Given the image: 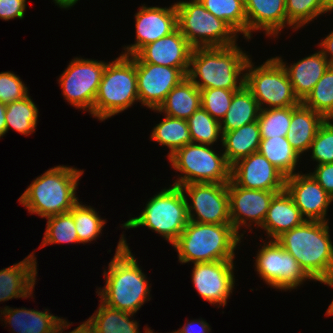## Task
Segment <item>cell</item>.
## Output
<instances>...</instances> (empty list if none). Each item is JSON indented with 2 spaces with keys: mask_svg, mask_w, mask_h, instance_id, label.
Masks as SVG:
<instances>
[{
  "mask_svg": "<svg viewBox=\"0 0 333 333\" xmlns=\"http://www.w3.org/2000/svg\"><path fill=\"white\" fill-rule=\"evenodd\" d=\"M137 263L122 234L115 255L108 264V271L105 268L103 272L105 286L96 289L100 302L110 308L135 314L145 302L150 301L149 280Z\"/></svg>",
  "mask_w": 333,
  "mask_h": 333,
  "instance_id": "1",
  "label": "cell"
},
{
  "mask_svg": "<svg viewBox=\"0 0 333 333\" xmlns=\"http://www.w3.org/2000/svg\"><path fill=\"white\" fill-rule=\"evenodd\" d=\"M329 222L308 221L282 233L275 240L316 282L333 288V242Z\"/></svg>",
  "mask_w": 333,
  "mask_h": 333,
  "instance_id": "2",
  "label": "cell"
},
{
  "mask_svg": "<svg viewBox=\"0 0 333 333\" xmlns=\"http://www.w3.org/2000/svg\"><path fill=\"white\" fill-rule=\"evenodd\" d=\"M249 58L238 44L193 48L187 77L200 90H240L245 85V69Z\"/></svg>",
  "mask_w": 333,
  "mask_h": 333,
  "instance_id": "3",
  "label": "cell"
},
{
  "mask_svg": "<svg viewBox=\"0 0 333 333\" xmlns=\"http://www.w3.org/2000/svg\"><path fill=\"white\" fill-rule=\"evenodd\" d=\"M83 173L65 165L52 167L33 180L19 203L42 218L67 213L79 202L76 188Z\"/></svg>",
  "mask_w": 333,
  "mask_h": 333,
  "instance_id": "4",
  "label": "cell"
},
{
  "mask_svg": "<svg viewBox=\"0 0 333 333\" xmlns=\"http://www.w3.org/2000/svg\"><path fill=\"white\" fill-rule=\"evenodd\" d=\"M243 235L238 234L231 224H204L189 220L172 246L182 264L234 260V251Z\"/></svg>",
  "mask_w": 333,
  "mask_h": 333,
  "instance_id": "5",
  "label": "cell"
},
{
  "mask_svg": "<svg viewBox=\"0 0 333 333\" xmlns=\"http://www.w3.org/2000/svg\"><path fill=\"white\" fill-rule=\"evenodd\" d=\"M139 102L133 56L120 54L107 63L93 105V117L101 122Z\"/></svg>",
  "mask_w": 333,
  "mask_h": 333,
  "instance_id": "6",
  "label": "cell"
},
{
  "mask_svg": "<svg viewBox=\"0 0 333 333\" xmlns=\"http://www.w3.org/2000/svg\"><path fill=\"white\" fill-rule=\"evenodd\" d=\"M171 186L155 194L147 201L141 214L126 221L122 227L133 229L146 226L173 245L188 224L189 217L181 187Z\"/></svg>",
  "mask_w": 333,
  "mask_h": 333,
  "instance_id": "7",
  "label": "cell"
},
{
  "mask_svg": "<svg viewBox=\"0 0 333 333\" xmlns=\"http://www.w3.org/2000/svg\"><path fill=\"white\" fill-rule=\"evenodd\" d=\"M179 31L192 48L235 45L238 33L224 20L210 13L199 0L175 3Z\"/></svg>",
  "mask_w": 333,
  "mask_h": 333,
  "instance_id": "8",
  "label": "cell"
},
{
  "mask_svg": "<svg viewBox=\"0 0 333 333\" xmlns=\"http://www.w3.org/2000/svg\"><path fill=\"white\" fill-rule=\"evenodd\" d=\"M174 170L181 172L175 186L190 183H228L231 165L224 153L217 154L210 145L189 143L168 157Z\"/></svg>",
  "mask_w": 333,
  "mask_h": 333,
  "instance_id": "9",
  "label": "cell"
},
{
  "mask_svg": "<svg viewBox=\"0 0 333 333\" xmlns=\"http://www.w3.org/2000/svg\"><path fill=\"white\" fill-rule=\"evenodd\" d=\"M245 86L257 100L260 109L291 107L301 103L294 94L286 69L276 57L267 59L257 67L249 58L245 69Z\"/></svg>",
  "mask_w": 333,
  "mask_h": 333,
  "instance_id": "10",
  "label": "cell"
},
{
  "mask_svg": "<svg viewBox=\"0 0 333 333\" xmlns=\"http://www.w3.org/2000/svg\"><path fill=\"white\" fill-rule=\"evenodd\" d=\"M108 62L76 57L59 77L62 95L76 109L93 115V105Z\"/></svg>",
  "mask_w": 333,
  "mask_h": 333,
  "instance_id": "11",
  "label": "cell"
},
{
  "mask_svg": "<svg viewBox=\"0 0 333 333\" xmlns=\"http://www.w3.org/2000/svg\"><path fill=\"white\" fill-rule=\"evenodd\" d=\"M266 242L255 256V270L267 285L281 291H291L307 279L313 280L276 240Z\"/></svg>",
  "mask_w": 333,
  "mask_h": 333,
  "instance_id": "12",
  "label": "cell"
},
{
  "mask_svg": "<svg viewBox=\"0 0 333 333\" xmlns=\"http://www.w3.org/2000/svg\"><path fill=\"white\" fill-rule=\"evenodd\" d=\"M180 187L185 196L190 221L204 224H231L228 183L202 182Z\"/></svg>",
  "mask_w": 333,
  "mask_h": 333,
  "instance_id": "13",
  "label": "cell"
},
{
  "mask_svg": "<svg viewBox=\"0 0 333 333\" xmlns=\"http://www.w3.org/2000/svg\"><path fill=\"white\" fill-rule=\"evenodd\" d=\"M193 286L211 305L226 306L235 283L234 260L194 263Z\"/></svg>",
  "mask_w": 333,
  "mask_h": 333,
  "instance_id": "14",
  "label": "cell"
},
{
  "mask_svg": "<svg viewBox=\"0 0 333 333\" xmlns=\"http://www.w3.org/2000/svg\"><path fill=\"white\" fill-rule=\"evenodd\" d=\"M281 191H264L245 189L236 185L232 180L228 182L229 207L231 225L239 234L240 227L247 229L252 224L261 227L273 197ZM249 222V223H248Z\"/></svg>",
  "mask_w": 333,
  "mask_h": 333,
  "instance_id": "15",
  "label": "cell"
},
{
  "mask_svg": "<svg viewBox=\"0 0 333 333\" xmlns=\"http://www.w3.org/2000/svg\"><path fill=\"white\" fill-rule=\"evenodd\" d=\"M139 102L155 110L168 93L187 75L179 68L150 63H135Z\"/></svg>",
  "mask_w": 333,
  "mask_h": 333,
  "instance_id": "16",
  "label": "cell"
},
{
  "mask_svg": "<svg viewBox=\"0 0 333 333\" xmlns=\"http://www.w3.org/2000/svg\"><path fill=\"white\" fill-rule=\"evenodd\" d=\"M135 14L136 40L124 47L122 55L133 56L145 45L169 35L177 28L175 3L170 7H148L142 5Z\"/></svg>",
  "mask_w": 333,
  "mask_h": 333,
  "instance_id": "17",
  "label": "cell"
},
{
  "mask_svg": "<svg viewBox=\"0 0 333 333\" xmlns=\"http://www.w3.org/2000/svg\"><path fill=\"white\" fill-rule=\"evenodd\" d=\"M231 180L245 189L283 191L286 177L257 151L231 166Z\"/></svg>",
  "mask_w": 333,
  "mask_h": 333,
  "instance_id": "18",
  "label": "cell"
},
{
  "mask_svg": "<svg viewBox=\"0 0 333 333\" xmlns=\"http://www.w3.org/2000/svg\"><path fill=\"white\" fill-rule=\"evenodd\" d=\"M285 190L308 221L328 222L326 218L333 198L318 184L310 173H298L285 181Z\"/></svg>",
  "mask_w": 333,
  "mask_h": 333,
  "instance_id": "19",
  "label": "cell"
},
{
  "mask_svg": "<svg viewBox=\"0 0 333 333\" xmlns=\"http://www.w3.org/2000/svg\"><path fill=\"white\" fill-rule=\"evenodd\" d=\"M192 47L177 28L174 32L142 47L135 55V63H150L179 68L186 75Z\"/></svg>",
  "mask_w": 333,
  "mask_h": 333,
  "instance_id": "20",
  "label": "cell"
},
{
  "mask_svg": "<svg viewBox=\"0 0 333 333\" xmlns=\"http://www.w3.org/2000/svg\"><path fill=\"white\" fill-rule=\"evenodd\" d=\"M247 17V40L252 32L264 31L267 37L276 38L286 26L288 19L285 0H244ZM276 36V37H275Z\"/></svg>",
  "mask_w": 333,
  "mask_h": 333,
  "instance_id": "21",
  "label": "cell"
},
{
  "mask_svg": "<svg viewBox=\"0 0 333 333\" xmlns=\"http://www.w3.org/2000/svg\"><path fill=\"white\" fill-rule=\"evenodd\" d=\"M30 253L22 261L0 270V302L13 298H30L37 276V258Z\"/></svg>",
  "mask_w": 333,
  "mask_h": 333,
  "instance_id": "22",
  "label": "cell"
},
{
  "mask_svg": "<svg viewBox=\"0 0 333 333\" xmlns=\"http://www.w3.org/2000/svg\"><path fill=\"white\" fill-rule=\"evenodd\" d=\"M276 58L286 69L294 94L300 102L308 96L331 65L321 50L289 66L282 57L276 56Z\"/></svg>",
  "mask_w": 333,
  "mask_h": 333,
  "instance_id": "23",
  "label": "cell"
},
{
  "mask_svg": "<svg viewBox=\"0 0 333 333\" xmlns=\"http://www.w3.org/2000/svg\"><path fill=\"white\" fill-rule=\"evenodd\" d=\"M305 221L291 196L283 190L273 197L261 228L269 240H275L282 233L302 225Z\"/></svg>",
  "mask_w": 333,
  "mask_h": 333,
  "instance_id": "24",
  "label": "cell"
},
{
  "mask_svg": "<svg viewBox=\"0 0 333 333\" xmlns=\"http://www.w3.org/2000/svg\"><path fill=\"white\" fill-rule=\"evenodd\" d=\"M6 324L14 333H58L62 317L55 316L45 309L43 312L27 308H11L0 310Z\"/></svg>",
  "mask_w": 333,
  "mask_h": 333,
  "instance_id": "25",
  "label": "cell"
},
{
  "mask_svg": "<svg viewBox=\"0 0 333 333\" xmlns=\"http://www.w3.org/2000/svg\"><path fill=\"white\" fill-rule=\"evenodd\" d=\"M325 120L322 115L302 103L292 106V118L286 139L300 156L309 151L319 127Z\"/></svg>",
  "mask_w": 333,
  "mask_h": 333,
  "instance_id": "26",
  "label": "cell"
},
{
  "mask_svg": "<svg viewBox=\"0 0 333 333\" xmlns=\"http://www.w3.org/2000/svg\"><path fill=\"white\" fill-rule=\"evenodd\" d=\"M200 106L201 91L186 77L168 93L163 103L154 111L187 120Z\"/></svg>",
  "mask_w": 333,
  "mask_h": 333,
  "instance_id": "27",
  "label": "cell"
},
{
  "mask_svg": "<svg viewBox=\"0 0 333 333\" xmlns=\"http://www.w3.org/2000/svg\"><path fill=\"white\" fill-rule=\"evenodd\" d=\"M221 132L223 153L231 166L259 150L261 135L257 121L232 131Z\"/></svg>",
  "mask_w": 333,
  "mask_h": 333,
  "instance_id": "28",
  "label": "cell"
},
{
  "mask_svg": "<svg viewBox=\"0 0 333 333\" xmlns=\"http://www.w3.org/2000/svg\"><path fill=\"white\" fill-rule=\"evenodd\" d=\"M260 107L244 85L232 97L230 107L220 122L221 131H232L258 120Z\"/></svg>",
  "mask_w": 333,
  "mask_h": 333,
  "instance_id": "29",
  "label": "cell"
},
{
  "mask_svg": "<svg viewBox=\"0 0 333 333\" xmlns=\"http://www.w3.org/2000/svg\"><path fill=\"white\" fill-rule=\"evenodd\" d=\"M121 310L113 309L102 302L95 313L87 319L95 333H140L139 324L132 316Z\"/></svg>",
  "mask_w": 333,
  "mask_h": 333,
  "instance_id": "30",
  "label": "cell"
},
{
  "mask_svg": "<svg viewBox=\"0 0 333 333\" xmlns=\"http://www.w3.org/2000/svg\"><path fill=\"white\" fill-rule=\"evenodd\" d=\"M258 151L286 178L298 173L295 171L300 155L293 149L286 137L261 139Z\"/></svg>",
  "mask_w": 333,
  "mask_h": 333,
  "instance_id": "31",
  "label": "cell"
},
{
  "mask_svg": "<svg viewBox=\"0 0 333 333\" xmlns=\"http://www.w3.org/2000/svg\"><path fill=\"white\" fill-rule=\"evenodd\" d=\"M150 138L169 148L168 157L177 149L193 142L187 120L171 116H166L153 128Z\"/></svg>",
  "mask_w": 333,
  "mask_h": 333,
  "instance_id": "32",
  "label": "cell"
},
{
  "mask_svg": "<svg viewBox=\"0 0 333 333\" xmlns=\"http://www.w3.org/2000/svg\"><path fill=\"white\" fill-rule=\"evenodd\" d=\"M38 114V107L29 95L22 100L6 104V133L9 129L25 136L35 133Z\"/></svg>",
  "mask_w": 333,
  "mask_h": 333,
  "instance_id": "33",
  "label": "cell"
},
{
  "mask_svg": "<svg viewBox=\"0 0 333 333\" xmlns=\"http://www.w3.org/2000/svg\"><path fill=\"white\" fill-rule=\"evenodd\" d=\"M215 17L224 20L247 39V17L244 0H199Z\"/></svg>",
  "mask_w": 333,
  "mask_h": 333,
  "instance_id": "34",
  "label": "cell"
},
{
  "mask_svg": "<svg viewBox=\"0 0 333 333\" xmlns=\"http://www.w3.org/2000/svg\"><path fill=\"white\" fill-rule=\"evenodd\" d=\"M301 103L322 115L326 120L333 119V65L329 66Z\"/></svg>",
  "mask_w": 333,
  "mask_h": 333,
  "instance_id": "35",
  "label": "cell"
},
{
  "mask_svg": "<svg viewBox=\"0 0 333 333\" xmlns=\"http://www.w3.org/2000/svg\"><path fill=\"white\" fill-rule=\"evenodd\" d=\"M69 213L73 216L79 243H89L102 234L106 219H102L91 206L78 202Z\"/></svg>",
  "mask_w": 333,
  "mask_h": 333,
  "instance_id": "36",
  "label": "cell"
},
{
  "mask_svg": "<svg viewBox=\"0 0 333 333\" xmlns=\"http://www.w3.org/2000/svg\"><path fill=\"white\" fill-rule=\"evenodd\" d=\"M187 124L193 143L212 146L218 139L222 142L220 122L214 119L202 106L187 119Z\"/></svg>",
  "mask_w": 333,
  "mask_h": 333,
  "instance_id": "37",
  "label": "cell"
},
{
  "mask_svg": "<svg viewBox=\"0 0 333 333\" xmlns=\"http://www.w3.org/2000/svg\"><path fill=\"white\" fill-rule=\"evenodd\" d=\"M47 226L39 248L51 244L78 243V234L75 228L73 216L67 212L64 214L47 217Z\"/></svg>",
  "mask_w": 333,
  "mask_h": 333,
  "instance_id": "38",
  "label": "cell"
},
{
  "mask_svg": "<svg viewBox=\"0 0 333 333\" xmlns=\"http://www.w3.org/2000/svg\"><path fill=\"white\" fill-rule=\"evenodd\" d=\"M292 118V106L261 109L258 117L261 139L286 137Z\"/></svg>",
  "mask_w": 333,
  "mask_h": 333,
  "instance_id": "39",
  "label": "cell"
},
{
  "mask_svg": "<svg viewBox=\"0 0 333 333\" xmlns=\"http://www.w3.org/2000/svg\"><path fill=\"white\" fill-rule=\"evenodd\" d=\"M288 27L298 30L319 17L325 10L324 0H285Z\"/></svg>",
  "mask_w": 333,
  "mask_h": 333,
  "instance_id": "40",
  "label": "cell"
},
{
  "mask_svg": "<svg viewBox=\"0 0 333 333\" xmlns=\"http://www.w3.org/2000/svg\"><path fill=\"white\" fill-rule=\"evenodd\" d=\"M201 106L217 121L226 115L234 93L238 90H226L221 88L202 89Z\"/></svg>",
  "mask_w": 333,
  "mask_h": 333,
  "instance_id": "41",
  "label": "cell"
},
{
  "mask_svg": "<svg viewBox=\"0 0 333 333\" xmlns=\"http://www.w3.org/2000/svg\"><path fill=\"white\" fill-rule=\"evenodd\" d=\"M309 150L311 159L319 164L333 163V119H327L319 127Z\"/></svg>",
  "mask_w": 333,
  "mask_h": 333,
  "instance_id": "42",
  "label": "cell"
},
{
  "mask_svg": "<svg viewBox=\"0 0 333 333\" xmlns=\"http://www.w3.org/2000/svg\"><path fill=\"white\" fill-rule=\"evenodd\" d=\"M29 95L24 82L13 72L0 73V102L4 104L22 100Z\"/></svg>",
  "mask_w": 333,
  "mask_h": 333,
  "instance_id": "43",
  "label": "cell"
},
{
  "mask_svg": "<svg viewBox=\"0 0 333 333\" xmlns=\"http://www.w3.org/2000/svg\"><path fill=\"white\" fill-rule=\"evenodd\" d=\"M26 0H0V19H22L25 14Z\"/></svg>",
  "mask_w": 333,
  "mask_h": 333,
  "instance_id": "44",
  "label": "cell"
},
{
  "mask_svg": "<svg viewBox=\"0 0 333 333\" xmlns=\"http://www.w3.org/2000/svg\"><path fill=\"white\" fill-rule=\"evenodd\" d=\"M318 184L333 198V163L319 164L310 173Z\"/></svg>",
  "mask_w": 333,
  "mask_h": 333,
  "instance_id": "45",
  "label": "cell"
},
{
  "mask_svg": "<svg viewBox=\"0 0 333 333\" xmlns=\"http://www.w3.org/2000/svg\"><path fill=\"white\" fill-rule=\"evenodd\" d=\"M209 324L201 319L187 321L182 328L173 331L174 333H210Z\"/></svg>",
  "mask_w": 333,
  "mask_h": 333,
  "instance_id": "46",
  "label": "cell"
},
{
  "mask_svg": "<svg viewBox=\"0 0 333 333\" xmlns=\"http://www.w3.org/2000/svg\"><path fill=\"white\" fill-rule=\"evenodd\" d=\"M317 46L321 48L323 55L327 58L329 63L333 65V31H331V33H329Z\"/></svg>",
  "mask_w": 333,
  "mask_h": 333,
  "instance_id": "47",
  "label": "cell"
},
{
  "mask_svg": "<svg viewBox=\"0 0 333 333\" xmlns=\"http://www.w3.org/2000/svg\"><path fill=\"white\" fill-rule=\"evenodd\" d=\"M69 326H71V324L68 322V320L66 321L65 319H62L58 333H63V330L68 329ZM69 333H95V330L87 321H85Z\"/></svg>",
  "mask_w": 333,
  "mask_h": 333,
  "instance_id": "48",
  "label": "cell"
},
{
  "mask_svg": "<svg viewBox=\"0 0 333 333\" xmlns=\"http://www.w3.org/2000/svg\"><path fill=\"white\" fill-rule=\"evenodd\" d=\"M6 104L0 102V139L6 134Z\"/></svg>",
  "mask_w": 333,
  "mask_h": 333,
  "instance_id": "49",
  "label": "cell"
},
{
  "mask_svg": "<svg viewBox=\"0 0 333 333\" xmlns=\"http://www.w3.org/2000/svg\"><path fill=\"white\" fill-rule=\"evenodd\" d=\"M54 3L64 9L73 7L79 0H53Z\"/></svg>",
  "mask_w": 333,
  "mask_h": 333,
  "instance_id": "50",
  "label": "cell"
},
{
  "mask_svg": "<svg viewBox=\"0 0 333 333\" xmlns=\"http://www.w3.org/2000/svg\"><path fill=\"white\" fill-rule=\"evenodd\" d=\"M325 3V10L327 12L333 11V0H324Z\"/></svg>",
  "mask_w": 333,
  "mask_h": 333,
  "instance_id": "51",
  "label": "cell"
},
{
  "mask_svg": "<svg viewBox=\"0 0 333 333\" xmlns=\"http://www.w3.org/2000/svg\"><path fill=\"white\" fill-rule=\"evenodd\" d=\"M326 315L327 316H333V300L330 303V305L328 306V309L326 310Z\"/></svg>",
  "mask_w": 333,
  "mask_h": 333,
  "instance_id": "52",
  "label": "cell"
},
{
  "mask_svg": "<svg viewBox=\"0 0 333 333\" xmlns=\"http://www.w3.org/2000/svg\"><path fill=\"white\" fill-rule=\"evenodd\" d=\"M144 329H145V333H155L150 328L145 327Z\"/></svg>",
  "mask_w": 333,
  "mask_h": 333,
  "instance_id": "53",
  "label": "cell"
}]
</instances>
